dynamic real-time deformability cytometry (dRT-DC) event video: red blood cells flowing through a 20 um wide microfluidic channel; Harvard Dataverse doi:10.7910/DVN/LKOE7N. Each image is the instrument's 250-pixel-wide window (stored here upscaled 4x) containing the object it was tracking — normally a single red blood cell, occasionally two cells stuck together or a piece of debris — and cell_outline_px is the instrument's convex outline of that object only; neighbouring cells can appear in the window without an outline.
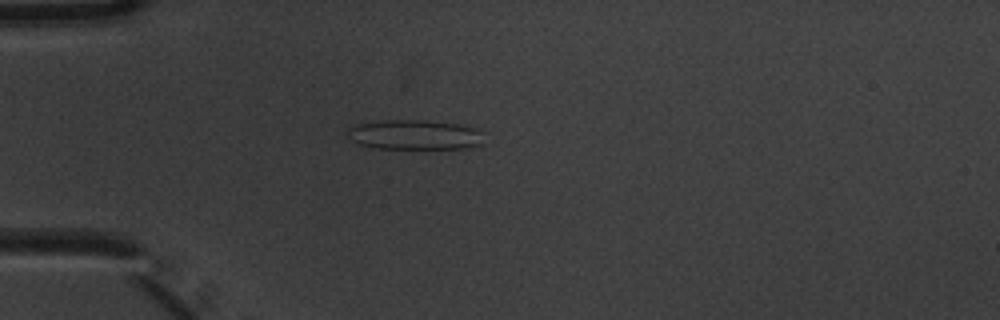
{"species": "common noctule bat (a hibernating species)", "species_latin": "Nyctalus noctula", "temperature_condition": "warm", "stored_images_in_passage": 6, "camera_frame_rate_fps": 3000, "um_per_image_px": 0.085, "animal": {"sex": "male", "body_mass_g": 20.1, "forearm_length_mm": 53.5}, "frame": {"image": 1, "passage_image": 5, "time_ms": 1.333, "image_size_px": [1000, 320], "cell_outline_px": [[484, 144], [464, 148], [376, 148], [360, 144], [352, 140], [348, 132], [348, 128], [352, 124], [384, 120], [424, 120], [456, 124], [472, 128], [476, 132]], "centroid_in_image_um": [35.15, 11.45], "position_along_channel_um": 49.8, "area_um2": 23.18}}